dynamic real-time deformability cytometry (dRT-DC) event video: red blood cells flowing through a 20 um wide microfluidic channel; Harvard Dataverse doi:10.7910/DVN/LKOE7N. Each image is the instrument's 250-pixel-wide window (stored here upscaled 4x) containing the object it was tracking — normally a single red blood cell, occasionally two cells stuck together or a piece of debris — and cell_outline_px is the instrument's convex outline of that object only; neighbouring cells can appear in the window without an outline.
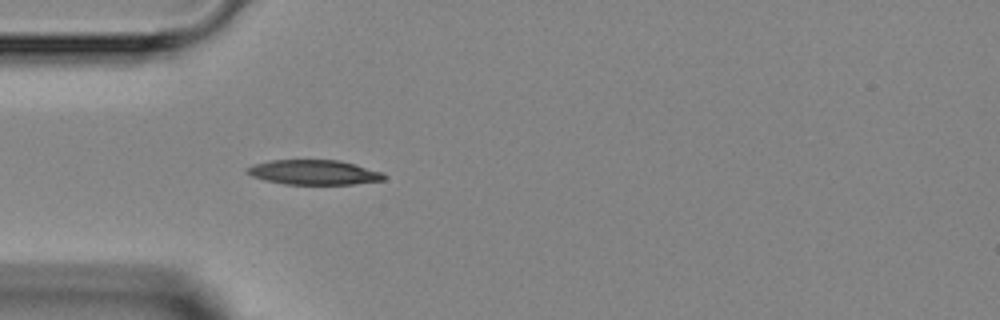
{"species": "Egyptian fruit bat (a non-hibernating species)", "species_latin": "Rousettus aegyptiacus", "temperature_condition": "room temperature", "stored_images_in_passage": 4, "camera_frame_rate_fps": 3000, "um_per_image_px": 0.085, "animal": {"sex": "female"}, "frame": {"image": 1, "passage_image": 4, "time_ms": 3.667, "image_size_px": [1000, 320], "cell_outline_px": [[388, 176], [384, 180], [352, 184], [284, 184], [264, 180], [252, 176], [244, 172], [244, 168], [252, 164], [272, 160], [340, 160], [384, 172]], "centroid_in_image_um": [26.67, 14.64], "position_along_channel_um": 58.3, "area_um2": 20.0}}